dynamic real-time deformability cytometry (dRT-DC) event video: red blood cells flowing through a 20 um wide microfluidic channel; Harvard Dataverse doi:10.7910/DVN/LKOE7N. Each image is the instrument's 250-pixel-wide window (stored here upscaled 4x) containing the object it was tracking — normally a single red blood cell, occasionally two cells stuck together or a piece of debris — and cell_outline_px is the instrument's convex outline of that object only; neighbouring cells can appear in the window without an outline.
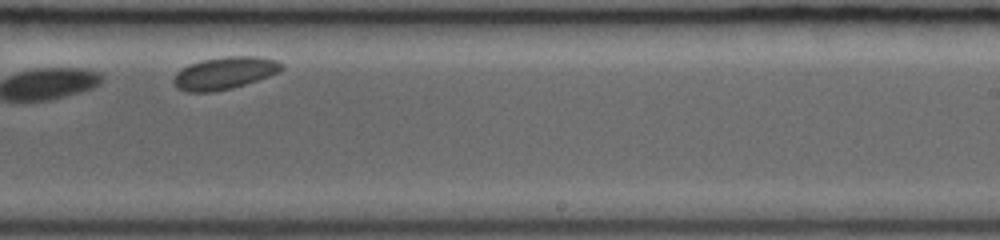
{"species": "common noctule bat (a hibernating species)", "species_latin": "Nyctalus noctula", "temperature_condition": "room temperature", "stored_images_in_passage": 9, "camera_frame_rate_fps": 3000, "um_per_image_px": 0.085, "animal": {"sex": "female", "body_mass_g": 19.0, "forearm_length_mm": 53.3}, "frame": {"image": 1, "passage_image": 6, "time_ms": 1.667, "image_size_px": [1000, 240], "cell_outline_px": [[284, 68], [280, 72], [232, 88], [212, 92], [188, 92], [176, 88], [172, 80], [176, 72], [200, 60], [224, 56], [260, 56], [276, 60], [284, 64]], "centroid_in_image_um": [19.1, 6.2], "position_along_channel_um": 269.9, "area_um2": 20.4}}